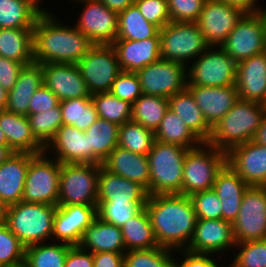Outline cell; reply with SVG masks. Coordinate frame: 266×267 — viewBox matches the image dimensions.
Listing matches in <instances>:
<instances>
[{
  "label": "cell",
  "mask_w": 266,
  "mask_h": 267,
  "mask_svg": "<svg viewBox=\"0 0 266 267\" xmlns=\"http://www.w3.org/2000/svg\"><path fill=\"white\" fill-rule=\"evenodd\" d=\"M145 207L158 245L171 250L179 248L185 250L186 243L189 245L191 241L197 222L189 196L148 195Z\"/></svg>",
  "instance_id": "1"
},
{
  "label": "cell",
  "mask_w": 266,
  "mask_h": 267,
  "mask_svg": "<svg viewBox=\"0 0 266 267\" xmlns=\"http://www.w3.org/2000/svg\"><path fill=\"white\" fill-rule=\"evenodd\" d=\"M34 62L77 64L94 45L76 27L57 21L53 14L42 12L33 28Z\"/></svg>",
  "instance_id": "2"
},
{
  "label": "cell",
  "mask_w": 266,
  "mask_h": 267,
  "mask_svg": "<svg viewBox=\"0 0 266 267\" xmlns=\"http://www.w3.org/2000/svg\"><path fill=\"white\" fill-rule=\"evenodd\" d=\"M265 113V104L239 99L212 128L208 144L228 153L232 148L253 140Z\"/></svg>",
  "instance_id": "3"
},
{
  "label": "cell",
  "mask_w": 266,
  "mask_h": 267,
  "mask_svg": "<svg viewBox=\"0 0 266 267\" xmlns=\"http://www.w3.org/2000/svg\"><path fill=\"white\" fill-rule=\"evenodd\" d=\"M56 209L50 204L20 201L7 207L5 223L25 247L43 243L52 238Z\"/></svg>",
  "instance_id": "4"
},
{
  "label": "cell",
  "mask_w": 266,
  "mask_h": 267,
  "mask_svg": "<svg viewBox=\"0 0 266 267\" xmlns=\"http://www.w3.org/2000/svg\"><path fill=\"white\" fill-rule=\"evenodd\" d=\"M187 151L188 148L155 140L147 154L150 170L148 195L181 194Z\"/></svg>",
  "instance_id": "5"
},
{
  "label": "cell",
  "mask_w": 266,
  "mask_h": 267,
  "mask_svg": "<svg viewBox=\"0 0 266 267\" xmlns=\"http://www.w3.org/2000/svg\"><path fill=\"white\" fill-rule=\"evenodd\" d=\"M226 164L227 153L208 142L188 149L183 166L181 195L190 196L199 191L212 189L217 174Z\"/></svg>",
  "instance_id": "6"
},
{
  "label": "cell",
  "mask_w": 266,
  "mask_h": 267,
  "mask_svg": "<svg viewBox=\"0 0 266 267\" xmlns=\"http://www.w3.org/2000/svg\"><path fill=\"white\" fill-rule=\"evenodd\" d=\"M100 167L98 164H60L57 205L97 206Z\"/></svg>",
  "instance_id": "7"
},
{
  "label": "cell",
  "mask_w": 266,
  "mask_h": 267,
  "mask_svg": "<svg viewBox=\"0 0 266 267\" xmlns=\"http://www.w3.org/2000/svg\"><path fill=\"white\" fill-rule=\"evenodd\" d=\"M29 153V166L22 201L57 206L60 183V163L45 156Z\"/></svg>",
  "instance_id": "8"
},
{
  "label": "cell",
  "mask_w": 266,
  "mask_h": 267,
  "mask_svg": "<svg viewBox=\"0 0 266 267\" xmlns=\"http://www.w3.org/2000/svg\"><path fill=\"white\" fill-rule=\"evenodd\" d=\"M161 59L187 64L210 47L196 22L167 23L160 29Z\"/></svg>",
  "instance_id": "9"
},
{
  "label": "cell",
  "mask_w": 266,
  "mask_h": 267,
  "mask_svg": "<svg viewBox=\"0 0 266 267\" xmlns=\"http://www.w3.org/2000/svg\"><path fill=\"white\" fill-rule=\"evenodd\" d=\"M220 47L237 63L265 52V12L245 13Z\"/></svg>",
  "instance_id": "10"
},
{
  "label": "cell",
  "mask_w": 266,
  "mask_h": 267,
  "mask_svg": "<svg viewBox=\"0 0 266 267\" xmlns=\"http://www.w3.org/2000/svg\"><path fill=\"white\" fill-rule=\"evenodd\" d=\"M193 63L186 72L187 86L226 87L236 83L237 62L220 46L217 50L208 47Z\"/></svg>",
  "instance_id": "11"
},
{
  "label": "cell",
  "mask_w": 266,
  "mask_h": 267,
  "mask_svg": "<svg viewBox=\"0 0 266 267\" xmlns=\"http://www.w3.org/2000/svg\"><path fill=\"white\" fill-rule=\"evenodd\" d=\"M77 66L91 96L110 92L122 71L112 45L94 44Z\"/></svg>",
  "instance_id": "12"
},
{
  "label": "cell",
  "mask_w": 266,
  "mask_h": 267,
  "mask_svg": "<svg viewBox=\"0 0 266 267\" xmlns=\"http://www.w3.org/2000/svg\"><path fill=\"white\" fill-rule=\"evenodd\" d=\"M235 243L266 239V186H249L232 223Z\"/></svg>",
  "instance_id": "13"
},
{
  "label": "cell",
  "mask_w": 266,
  "mask_h": 267,
  "mask_svg": "<svg viewBox=\"0 0 266 267\" xmlns=\"http://www.w3.org/2000/svg\"><path fill=\"white\" fill-rule=\"evenodd\" d=\"M187 65L159 59L136 71L142 94L170 98L187 87Z\"/></svg>",
  "instance_id": "14"
},
{
  "label": "cell",
  "mask_w": 266,
  "mask_h": 267,
  "mask_svg": "<svg viewBox=\"0 0 266 267\" xmlns=\"http://www.w3.org/2000/svg\"><path fill=\"white\" fill-rule=\"evenodd\" d=\"M245 13L222 0H206L196 21L209 46H221Z\"/></svg>",
  "instance_id": "15"
},
{
  "label": "cell",
  "mask_w": 266,
  "mask_h": 267,
  "mask_svg": "<svg viewBox=\"0 0 266 267\" xmlns=\"http://www.w3.org/2000/svg\"><path fill=\"white\" fill-rule=\"evenodd\" d=\"M85 8L76 23L93 44L111 45L118 33V13L111 11L100 0H78Z\"/></svg>",
  "instance_id": "16"
},
{
  "label": "cell",
  "mask_w": 266,
  "mask_h": 267,
  "mask_svg": "<svg viewBox=\"0 0 266 267\" xmlns=\"http://www.w3.org/2000/svg\"><path fill=\"white\" fill-rule=\"evenodd\" d=\"M227 164L248 186H266V146L248 141L227 153Z\"/></svg>",
  "instance_id": "17"
},
{
  "label": "cell",
  "mask_w": 266,
  "mask_h": 267,
  "mask_svg": "<svg viewBox=\"0 0 266 267\" xmlns=\"http://www.w3.org/2000/svg\"><path fill=\"white\" fill-rule=\"evenodd\" d=\"M97 206L92 205H57L53 219V236L56 241L79 245L86 228L94 221Z\"/></svg>",
  "instance_id": "18"
},
{
  "label": "cell",
  "mask_w": 266,
  "mask_h": 267,
  "mask_svg": "<svg viewBox=\"0 0 266 267\" xmlns=\"http://www.w3.org/2000/svg\"><path fill=\"white\" fill-rule=\"evenodd\" d=\"M236 245L231 222L223 219H197L186 249L197 254H216Z\"/></svg>",
  "instance_id": "19"
},
{
  "label": "cell",
  "mask_w": 266,
  "mask_h": 267,
  "mask_svg": "<svg viewBox=\"0 0 266 267\" xmlns=\"http://www.w3.org/2000/svg\"><path fill=\"white\" fill-rule=\"evenodd\" d=\"M41 65L43 84L60 101L91 97L77 64L43 63Z\"/></svg>",
  "instance_id": "20"
},
{
  "label": "cell",
  "mask_w": 266,
  "mask_h": 267,
  "mask_svg": "<svg viewBox=\"0 0 266 267\" xmlns=\"http://www.w3.org/2000/svg\"><path fill=\"white\" fill-rule=\"evenodd\" d=\"M235 85L240 100L266 105V51L237 63Z\"/></svg>",
  "instance_id": "21"
},
{
  "label": "cell",
  "mask_w": 266,
  "mask_h": 267,
  "mask_svg": "<svg viewBox=\"0 0 266 267\" xmlns=\"http://www.w3.org/2000/svg\"><path fill=\"white\" fill-rule=\"evenodd\" d=\"M206 122L213 128L239 100L236 85L226 87L187 86Z\"/></svg>",
  "instance_id": "22"
},
{
  "label": "cell",
  "mask_w": 266,
  "mask_h": 267,
  "mask_svg": "<svg viewBox=\"0 0 266 267\" xmlns=\"http://www.w3.org/2000/svg\"><path fill=\"white\" fill-rule=\"evenodd\" d=\"M52 149L60 164L82 163L90 164V148L85 131L72 125H62L55 137L45 147V153Z\"/></svg>",
  "instance_id": "23"
},
{
  "label": "cell",
  "mask_w": 266,
  "mask_h": 267,
  "mask_svg": "<svg viewBox=\"0 0 266 267\" xmlns=\"http://www.w3.org/2000/svg\"><path fill=\"white\" fill-rule=\"evenodd\" d=\"M111 45L122 71L136 72L161 58L160 37L141 41L116 39Z\"/></svg>",
  "instance_id": "24"
},
{
  "label": "cell",
  "mask_w": 266,
  "mask_h": 267,
  "mask_svg": "<svg viewBox=\"0 0 266 267\" xmlns=\"http://www.w3.org/2000/svg\"><path fill=\"white\" fill-rule=\"evenodd\" d=\"M102 166L109 172L138 183L147 193L149 192L150 170L146 155L136 154L116 146L102 162Z\"/></svg>",
  "instance_id": "25"
},
{
  "label": "cell",
  "mask_w": 266,
  "mask_h": 267,
  "mask_svg": "<svg viewBox=\"0 0 266 267\" xmlns=\"http://www.w3.org/2000/svg\"><path fill=\"white\" fill-rule=\"evenodd\" d=\"M29 153L13 152L0 165V201L7 207L22 201Z\"/></svg>",
  "instance_id": "26"
},
{
  "label": "cell",
  "mask_w": 266,
  "mask_h": 267,
  "mask_svg": "<svg viewBox=\"0 0 266 267\" xmlns=\"http://www.w3.org/2000/svg\"><path fill=\"white\" fill-rule=\"evenodd\" d=\"M147 197V191L141 185L109 172L101 165L97 202H146Z\"/></svg>",
  "instance_id": "27"
},
{
  "label": "cell",
  "mask_w": 266,
  "mask_h": 267,
  "mask_svg": "<svg viewBox=\"0 0 266 267\" xmlns=\"http://www.w3.org/2000/svg\"><path fill=\"white\" fill-rule=\"evenodd\" d=\"M0 129L14 152L45 153V147L33 135L27 116L0 111Z\"/></svg>",
  "instance_id": "28"
},
{
  "label": "cell",
  "mask_w": 266,
  "mask_h": 267,
  "mask_svg": "<svg viewBox=\"0 0 266 267\" xmlns=\"http://www.w3.org/2000/svg\"><path fill=\"white\" fill-rule=\"evenodd\" d=\"M249 186L228 165L217 174L213 189L222 205V219L233 223L240 210L243 194Z\"/></svg>",
  "instance_id": "29"
},
{
  "label": "cell",
  "mask_w": 266,
  "mask_h": 267,
  "mask_svg": "<svg viewBox=\"0 0 266 267\" xmlns=\"http://www.w3.org/2000/svg\"><path fill=\"white\" fill-rule=\"evenodd\" d=\"M43 85L42 65L33 62L25 65L19 73L14 87L8 92L6 111L28 116L30 99Z\"/></svg>",
  "instance_id": "30"
},
{
  "label": "cell",
  "mask_w": 266,
  "mask_h": 267,
  "mask_svg": "<svg viewBox=\"0 0 266 267\" xmlns=\"http://www.w3.org/2000/svg\"><path fill=\"white\" fill-rule=\"evenodd\" d=\"M79 246L92 253L126 252L121 229L97 216L84 231Z\"/></svg>",
  "instance_id": "31"
},
{
  "label": "cell",
  "mask_w": 266,
  "mask_h": 267,
  "mask_svg": "<svg viewBox=\"0 0 266 267\" xmlns=\"http://www.w3.org/2000/svg\"><path fill=\"white\" fill-rule=\"evenodd\" d=\"M169 109L184 121L201 142L207 143L209 141L212 127L206 122L192 93L187 88L169 98Z\"/></svg>",
  "instance_id": "32"
},
{
  "label": "cell",
  "mask_w": 266,
  "mask_h": 267,
  "mask_svg": "<svg viewBox=\"0 0 266 267\" xmlns=\"http://www.w3.org/2000/svg\"><path fill=\"white\" fill-rule=\"evenodd\" d=\"M0 56L21 62H34L33 28H0Z\"/></svg>",
  "instance_id": "33"
},
{
  "label": "cell",
  "mask_w": 266,
  "mask_h": 267,
  "mask_svg": "<svg viewBox=\"0 0 266 267\" xmlns=\"http://www.w3.org/2000/svg\"><path fill=\"white\" fill-rule=\"evenodd\" d=\"M119 126L98 118L86 131L90 148V164L102 165L112 150L118 146Z\"/></svg>",
  "instance_id": "34"
},
{
  "label": "cell",
  "mask_w": 266,
  "mask_h": 267,
  "mask_svg": "<svg viewBox=\"0 0 266 267\" xmlns=\"http://www.w3.org/2000/svg\"><path fill=\"white\" fill-rule=\"evenodd\" d=\"M126 251L159 247L146 207L120 227Z\"/></svg>",
  "instance_id": "35"
},
{
  "label": "cell",
  "mask_w": 266,
  "mask_h": 267,
  "mask_svg": "<svg viewBox=\"0 0 266 267\" xmlns=\"http://www.w3.org/2000/svg\"><path fill=\"white\" fill-rule=\"evenodd\" d=\"M152 37H160V28L148 22L135 3L118 14L116 39L141 41Z\"/></svg>",
  "instance_id": "36"
},
{
  "label": "cell",
  "mask_w": 266,
  "mask_h": 267,
  "mask_svg": "<svg viewBox=\"0 0 266 267\" xmlns=\"http://www.w3.org/2000/svg\"><path fill=\"white\" fill-rule=\"evenodd\" d=\"M41 13L30 0H0V28H34Z\"/></svg>",
  "instance_id": "37"
},
{
  "label": "cell",
  "mask_w": 266,
  "mask_h": 267,
  "mask_svg": "<svg viewBox=\"0 0 266 267\" xmlns=\"http://www.w3.org/2000/svg\"><path fill=\"white\" fill-rule=\"evenodd\" d=\"M154 134L159 142L176 144L188 149L195 148L202 143L171 109L166 111Z\"/></svg>",
  "instance_id": "38"
},
{
  "label": "cell",
  "mask_w": 266,
  "mask_h": 267,
  "mask_svg": "<svg viewBox=\"0 0 266 267\" xmlns=\"http://www.w3.org/2000/svg\"><path fill=\"white\" fill-rule=\"evenodd\" d=\"M168 109V98L142 94L132 104L131 121L155 132Z\"/></svg>",
  "instance_id": "39"
},
{
  "label": "cell",
  "mask_w": 266,
  "mask_h": 267,
  "mask_svg": "<svg viewBox=\"0 0 266 267\" xmlns=\"http://www.w3.org/2000/svg\"><path fill=\"white\" fill-rule=\"evenodd\" d=\"M62 125H72L86 131L98 119V114L91 97L60 101Z\"/></svg>",
  "instance_id": "40"
},
{
  "label": "cell",
  "mask_w": 266,
  "mask_h": 267,
  "mask_svg": "<svg viewBox=\"0 0 266 267\" xmlns=\"http://www.w3.org/2000/svg\"><path fill=\"white\" fill-rule=\"evenodd\" d=\"M57 243H38L26 247L24 267H64L71 245Z\"/></svg>",
  "instance_id": "41"
},
{
  "label": "cell",
  "mask_w": 266,
  "mask_h": 267,
  "mask_svg": "<svg viewBox=\"0 0 266 267\" xmlns=\"http://www.w3.org/2000/svg\"><path fill=\"white\" fill-rule=\"evenodd\" d=\"M155 140L153 131L134 121L119 126L118 146L133 153L147 156Z\"/></svg>",
  "instance_id": "42"
},
{
  "label": "cell",
  "mask_w": 266,
  "mask_h": 267,
  "mask_svg": "<svg viewBox=\"0 0 266 267\" xmlns=\"http://www.w3.org/2000/svg\"><path fill=\"white\" fill-rule=\"evenodd\" d=\"M98 118L121 126L131 120L132 104L120 100L111 92L98 93L91 96Z\"/></svg>",
  "instance_id": "43"
},
{
  "label": "cell",
  "mask_w": 266,
  "mask_h": 267,
  "mask_svg": "<svg viewBox=\"0 0 266 267\" xmlns=\"http://www.w3.org/2000/svg\"><path fill=\"white\" fill-rule=\"evenodd\" d=\"M33 135L46 147L62 126V111L60 104L49 110L27 116Z\"/></svg>",
  "instance_id": "44"
},
{
  "label": "cell",
  "mask_w": 266,
  "mask_h": 267,
  "mask_svg": "<svg viewBox=\"0 0 266 267\" xmlns=\"http://www.w3.org/2000/svg\"><path fill=\"white\" fill-rule=\"evenodd\" d=\"M170 251L171 249L160 246L126 251L123 267H174L175 259L172 258Z\"/></svg>",
  "instance_id": "45"
},
{
  "label": "cell",
  "mask_w": 266,
  "mask_h": 267,
  "mask_svg": "<svg viewBox=\"0 0 266 267\" xmlns=\"http://www.w3.org/2000/svg\"><path fill=\"white\" fill-rule=\"evenodd\" d=\"M146 202H97V217L107 223L121 227L138 214Z\"/></svg>",
  "instance_id": "46"
},
{
  "label": "cell",
  "mask_w": 266,
  "mask_h": 267,
  "mask_svg": "<svg viewBox=\"0 0 266 267\" xmlns=\"http://www.w3.org/2000/svg\"><path fill=\"white\" fill-rule=\"evenodd\" d=\"M25 248L6 223L0 224V267L24 266Z\"/></svg>",
  "instance_id": "47"
},
{
  "label": "cell",
  "mask_w": 266,
  "mask_h": 267,
  "mask_svg": "<svg viewBox=\"0 0 266 267\" xmlns=\"http://www.w3.org/2000/svg\"><path fill=\"white\" fill-rule=\"evenodd\" d=\"M241 247L230 267H266V239L237 243Z\"/></svg>",
  "instance_id": "48"
},
{
  "label": "cell",
  "mask_w": 266,
  "mask_h": 267,
  "mask_svg": "<svg viewBox=\"0 0 266 267\" xmlns=\"http://www.w3.org/2000/svg\"><path fill=\"white\" fill-rule=\"evenodd\" d=\"M189 198L197 219H222V205L213 188L193 193Z\"/></svg>",
  "instance_id": "49"
},
{
  "label": "cell",
  "mask_w": 266,
  "mask_h": 267,
  "mask_svg": "<svg viewBox=\"0 0 266 267\" xmlns=\"http://www.w3.org/2000/svg\"><path fill=\"white\" fill-rule=\"evenodd\" d=\"M110 92L120 100H126L133 104L142 95L136 72L121 71L114 80Z\"/></svg>",
  "instance_id": "50"
},
{
  "label": "cell",
  "mask_w": 266,
  "mask_h": 267,
  "mask_svg": "<svg viewBox=\"0 0 266 267\" xmlns=\"http://www.w3.org/2000/svg\"><path fill=\"white\" fill-rule=\"evenodd\" d=\"M206 0H167L170 20L196 22Z\"/></svg>",
  "instance_id": "51"
},
{
  "label": "cell",
  "mask_w": 266,
  "mask_h": 267,
  "mask_svg": "<svg viewBox=\"0 0 266 267\" xmlns=\"http://www.w3.org/2000/svg\"><path fill=\"white\" fill-rule=\"evenodd\" d=\"M144 18L162 29L171 22L167 0H135Z\"/></svg>",
  "instance_id": "52"
},
{
  "label": "cell",
  "mask_w": 266,
  "mask_h": 267,
  "mask_svg": "<svg viewBox=\"0 0 266 267\" xmlns=\"http://www.w3.org/2000/svg\"><path fill=\"white\" fill-rule=\"evenodd\" d=\"M60 100L54 95L44 84L39 87L32 98L28 108V116L30 114L40 113L58 106Z\"/></svg>",
  "instance_id": "53"
},
{
  "label": "cell",
  "mask_w": 266,
  "mask_h": 267,
  "mask_svg": "<svg viewBox=\"0 0 266 267\" xmlns=\"http://www.w3.org/2000/svg\"><path fill=\"white\" fill-rule=\"evenodd\" d=\"M24 67L21 62H16L0 56V85L9 92L18 79L20 70Z\"/></svg>",
  "instance_id": "54"
},
{
  "label": "cell",
  "mask_w": 266,
  "mask_h": 267,
  "mask_svg": "<svg viewBox=\"0 0 266 267\" xmlns=\"http://www.w3.org/2000/svg\"><path fill=\"white\" fill-rule=\"evenodd\" d=\"M93 253L79 245L70 246L64 267H93Z\"/></svg>",
  "instance_id": "55"
},
{
  "label": "cell",
  "mask_w": 266,
  "mask_h": 267,
  "mask_svg": "<svg viewBox=\"0 0 266 267\" xmlns=\"http://www.w3.org/2000/svg\"><path fill=\"white\" fill-rule=\"evenodd\" d=\"M182 251L184 252V257H186L179 265L175 262L174 267H219L215 263V259L211 258L209 254H197L187 250Z\"/></svg>",
  "instance_id": "56"
},
{
  "label": "cell",
  "mask_w": 266,
  "mask_h": 267,
  "mask_svg": "<svg viewBox=\"0 0 266 267\" xmlns=\"http://www.w3.org/2000/svg\"><path fill=\"white\" fill-rule=\"evenodd\" d=\"M93 267H123L124 253L97 252L93 253Z\"/></svg>",
  "instance_id": "57"
},
{
  "label": "cell",
  "mask_w": 266,
  "mask_h": 267,
  "mask_svg": "<svg viewBox=\"0 0 266 267\" xmlns=\"http://www.w3.org/2000/svg\"><path fill=\"white\" fill-rule=\"evenodd\" d=\"M223 2L241 9L244 13H258L263 11L255 4L257 0H222ZM257 7V8H255Z\"/></svg>",
  "instance_id": "58"
},
{
  "label": "cell",
  "mask_w": 266,
  "mask_h": 267,
  "mask_svg": "<svg viewBox=\"0 0 266 267\" xmlns=\"http://www.w3.org/2000/svg\"><path fill=\"white\" fill-rule=\"evenodd\" d=\"M111 11L118 14L124 11L127 7L134 4L135 0H100Z\"/></svg>",
  "instance_id": "59"
},
{
  "label": "cell",
  "mask_w": 266,
  "mask_h": 267,
  "mask_svg": "<svg viewBox=\"0 0 266 267\" xmlns=\"http://www.w3.org/2000/svg\"><path fill=\"white\" fill-rule=\"evenodd\" d=\"M256 143L266 146V113L264 114L260 127L253 139Z\"/></svg>",
  "instance_id": "60"
},
{
  "label": "cell",
  "mask_w": 266,
  "mask_h": 267,
  "mask_svg": "<svg viewBox=\"0 0 266 267\" xmlns=\"http://www.w3.org/2000/svg\"><path fill=\"white\" fill-rule=\"evenodd\" d=\"M14 151L8 145H0V165L4 163Z\"/></svg>",
  "instance_id": "61"
},
{
  "label": "cell",
  "mask_w": 266,
  "mask_h": 267,
  "mask_svg": "<svg viewBox=\"0 0 266 267\" xmlns=\"http://www.w3.org/2000/svg\"><path fill=\"white\" fill-rule=\"evenodd\" d=\"M8 92L0 85V111L5 110Z\"/></svg>",
  "instance_id": "62"
},
{
  "label": "cell",
  "mask_w": 266,
  "mask_h": 267,
  "mask_svg": "<svg viewBox=\"0 0 266 267\" xmlns=\"http://www.w3.org/2000/svg\"><path fill=\"white\" fill-rule=\"evenodd\" d=\"M6 209L7 206L0 201V224L6 221Z\"/></svg>",
  "instance_id": "63"
},
{
  "label": "cell",
  "mask_w": 266,
  "mask_h": 267,
  "mask_svg": "<svg viewBox=\"0 0 266 267\" xmlns=\"http://www.w3.org/2000/svg\"><path fill=\"white\" fill-rule=\"evenodd\" d=\"M0 145H8L4 132L0 129Z\"/></svg>",
  "instance_id": "64"
},
{
  "label": "cell",
  "mask_w": 266,
  "mask_h": 267,
  "mask_svg": "<svg viewBox=\"0 0 266 267\" xmlns=\"http://www.w3.org/2000/svg\"><path fill=\"white\" fill-rule=\"evenodd\" d=\"M35 6H37L42 12H47V10H44L42 8L39 7L38 3H39V0H30Z\"/></svg>",
  "instance_id": "65"
}]
</instances>
